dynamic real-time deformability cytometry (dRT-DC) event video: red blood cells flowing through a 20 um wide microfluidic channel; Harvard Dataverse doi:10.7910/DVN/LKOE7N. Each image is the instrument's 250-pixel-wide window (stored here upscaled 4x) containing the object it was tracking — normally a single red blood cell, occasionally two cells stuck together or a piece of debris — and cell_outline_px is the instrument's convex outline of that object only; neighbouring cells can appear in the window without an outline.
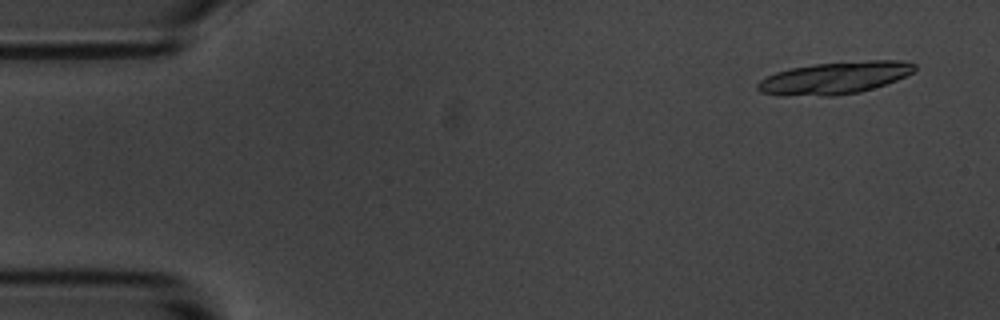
{"species": "common noctule bat (a hibernating species)", "species_latin": "Nyctalus noctula", "temperature_condition": "room temperature", "stored_images_in_passage": 4, "camera_frame_rate_fps": 3000, "um_per_image_px": 0.085, "animal": {"sex": "male", "body_mass_g": 20.1, "forearm_length_mm": 53.5}, "frame": {"image": 1, "passage_image": 2, "time_ms": 1.0, "image_size_px": [1000, 320], "cell_outline_px": [[916, 68], [912, 72], [896, 80], [860, 92], [832, 96], [780, 96], [760, 92], [756, 88], [756, 84], [760, 80], [776, 72], [792, 68], [812, 64], [868, 60], [900, 60], [916, 64]], "centroid_in_image_um": [70.91, 6.63], "position_along_channel_um": 14.1, "area_um2": 29.54}}